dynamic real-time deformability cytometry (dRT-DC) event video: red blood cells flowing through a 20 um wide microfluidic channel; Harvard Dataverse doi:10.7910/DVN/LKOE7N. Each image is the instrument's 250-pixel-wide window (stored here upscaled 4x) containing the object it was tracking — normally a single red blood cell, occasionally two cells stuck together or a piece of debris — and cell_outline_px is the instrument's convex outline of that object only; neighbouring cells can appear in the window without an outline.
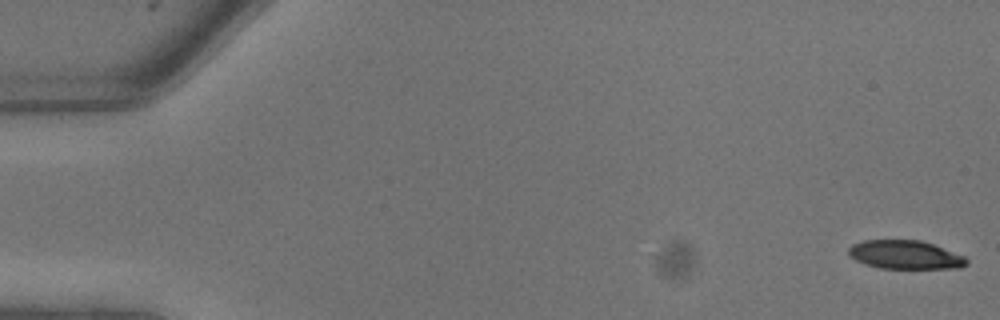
{"species": "common noctule bat (a hibernating species)", "species_latin": "Nyctalus noctula", "temperature_condition": "warm", "stored_images_in_passage": 9, "camera_frame_rate_fps": 3000, "um_per_image_px": 0.085, "animal": {"sex": "male", "body_mass_g": 13.3}, "frame": {"image": 1, "passage_image": 1, "time_ms": 0.0, "image_size_px": [1000, 320], "cell_outline_px": [[968, 264], [960, 268], [880, 268], [864, 264], [856, 260], [848, 252], [848, 248], [852, 244], [864, 240], [920, 240], [932, 244], [964, 256], [968, 260]], "centroid_in_image_um": [76.94, 21.65], "position_along_channel_um": 8.1, "area_um2": 19.54}}
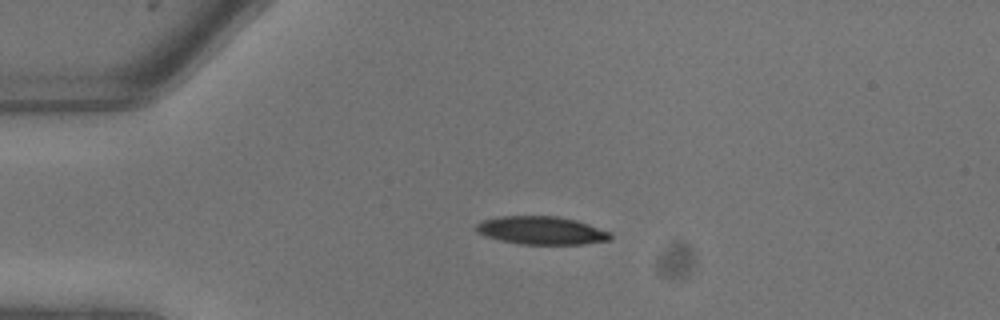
{"frame": {"image": 2, "passage_image": 6, "time_ms": 1.667, "image_size_px": [1000, 320], "cell_outline_px": [[612, 240], [584, 244], [520, 244], [500, 240], [484, 236], [476, 232], [472, 228], [480, 220], [500, 216], [556, 216], [576, 220], [612, 232]], "centroid_in_image_um": [45.99, 19.59], "position_along_channel_um": 39.0, "area_um2": 22.31}}
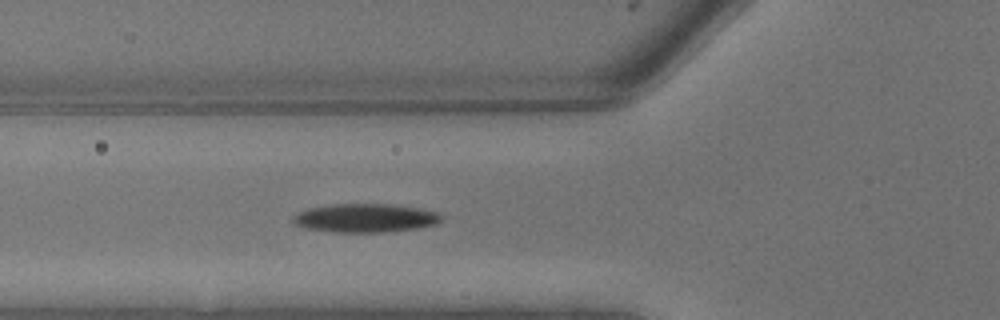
{"frame": {"image": 3, "passage_image": 9, "time_ms": 2.667, "image_size_px": [1000, 320], "cell_outline_px": [[444, 220], [436, 224], [416, 228], [384, 232], [336, 232], [304, 228], [296, 224], [292, 220], [292, 216], [308, 208], [332, 204], [392, 204], [440, 212], [444, 216]], "centroid_in_image_um": [31.08, 18.53], "position_along_channel_um": 94.7, "area_um2": 24.8}}